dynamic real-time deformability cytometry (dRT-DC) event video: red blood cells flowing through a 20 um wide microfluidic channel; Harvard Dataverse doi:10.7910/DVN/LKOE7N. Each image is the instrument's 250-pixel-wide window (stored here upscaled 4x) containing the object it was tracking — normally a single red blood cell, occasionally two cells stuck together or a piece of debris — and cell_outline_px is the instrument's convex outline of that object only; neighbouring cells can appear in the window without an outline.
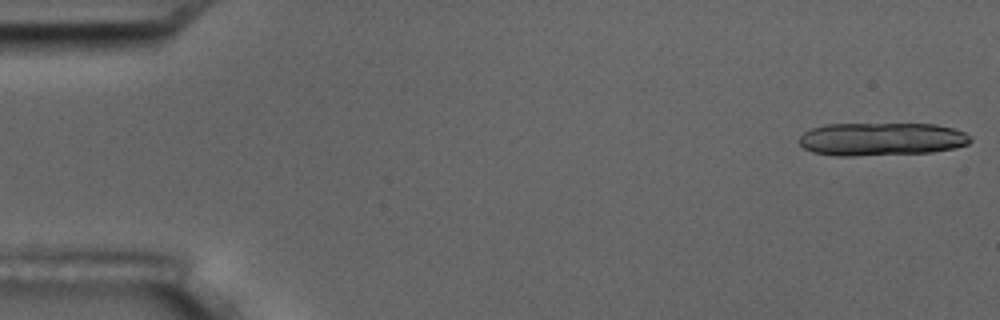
{"species": "common noctule bat (a hibernating species)", "species_latin": "Nyctalus noctula", "temperature_condition": "room temperature", "stored_images_in_passage": 4, "camera_frame_rate_fps": 3000, "um_per_image_px": 0.085, "animal": {"sex": "male", "body_mass_g": 17.5, "forearm_length_mm": 52.3}, "frame": {"image": 1, "passage_image": 1, "time_ms": 0.0, "image_size_px": [1000, 320], "cell_outline_px": [[972, 140], [968, 144], [956, 148], [932, 152], [856, 156], [836, 156], [812, 152], [804, 148], [796, 140], [804, 132], [812, 128], [824, 124], [936, 124], [952, 128], [964, 132], [972, 136]], "centroid_in_image_um": [74.91, 11.83], "position_along_channel_um": 10.1, "area_um2": 33.35}}